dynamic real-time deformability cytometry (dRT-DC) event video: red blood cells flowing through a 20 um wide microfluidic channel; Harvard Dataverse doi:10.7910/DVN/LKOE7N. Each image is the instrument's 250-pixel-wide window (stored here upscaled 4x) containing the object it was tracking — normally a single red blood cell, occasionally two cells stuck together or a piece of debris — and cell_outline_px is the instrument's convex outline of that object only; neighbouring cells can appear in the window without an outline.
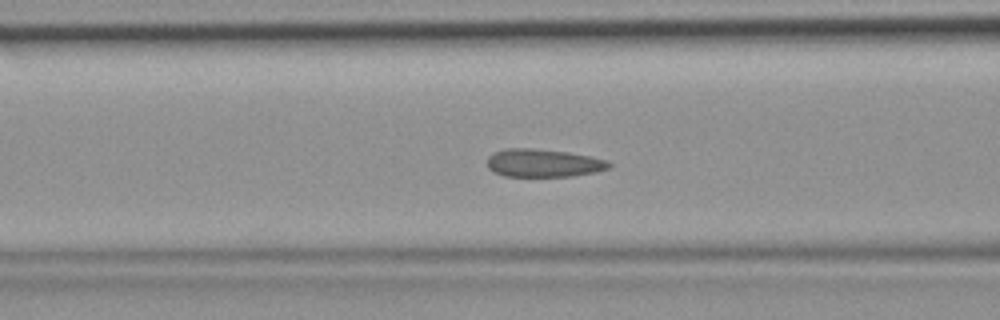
{"species": "common noctule bat (a hibernating species)", "species_latin": "Nyctalus noctula", "temperature_condition": "room temperature", "stored_images_in_passage": 45, "camera_frame_rate_fps": 3000, "um_per_image_px": 0.085, "animal": {"sex": "female", "body_mass_g": 19.9}, "frame": {"image": 1, "passage_image": 18, "time_ms": 5.667, "image_size_px": [1000, 320], "cell_outline_px": [[612, 164], [608, 168], [596, 172], [572, 176], [504, 176], [492, 172], [488, 168], [488, 156], [492, 152], [504, 148], [532, 148], [568, 152], [608, 160]], "centroid_in_image_um": [46.15, 13.85], "position_along_channel_um": 120.5, "area_um2": 20.0}}
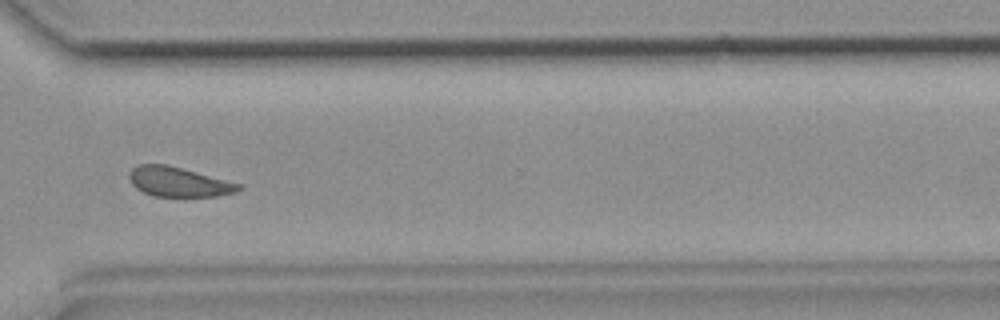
{"frame": {"image": 2, "passage_image": 34, "time_ms": 11.0, "image_size_px": [1000, 320], "cell_outline_px": [[244, 188], [236, 192], [216, 196], [152, 196], [136, 188], [132, 184], [128, 176], [132, 168], [136, 164], [164, 164], [244, 184]], "centroid_in_image_um": [15.2, 15.46], "position_along_channel_um": 355.4, "area_um2": 18.9}}
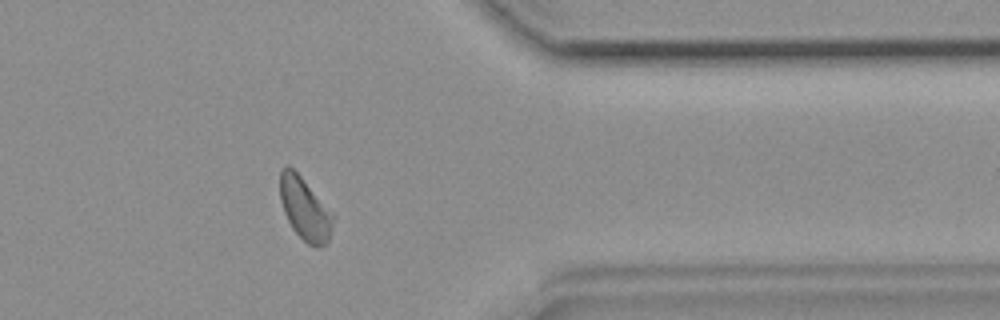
{"frame": {"image": 3, "passage_image": 37, "time_ms": 12.0, "image_size_px": [1000, 320], "cell_outline_px": [[336, 216], [328, 244], [320, 248], [316, 248], [308, 244], [292, 228], [284, 212], [280, 200], [280, 172], [284, 164], [288, 164], [300, 176]], "centroid_in_image_um": [25.94, 17.78], "position_along_channel_um": 385.5, "area_um2": 19.54}}